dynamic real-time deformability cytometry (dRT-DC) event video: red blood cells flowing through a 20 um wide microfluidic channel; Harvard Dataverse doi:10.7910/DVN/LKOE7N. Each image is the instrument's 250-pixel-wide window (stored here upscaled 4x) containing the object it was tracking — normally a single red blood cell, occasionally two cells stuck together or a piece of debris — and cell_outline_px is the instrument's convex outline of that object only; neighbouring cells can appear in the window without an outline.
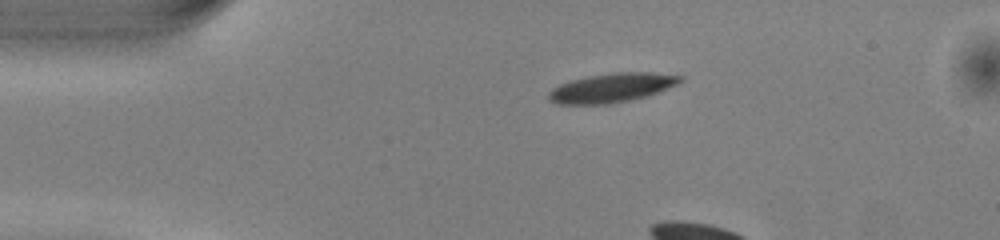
{"species": "common noctule bat (a hibernating species)", "species_latin": "Nyctalus noctula", "temperature_condition": "warm", "stored_images_in_passage": 6, "camera_frame_rate_fps": 3000, "um_per_image_px": 0.085, "animal": {"sex": "male", "body_mass_g": 13.0, "forearm_length_mm": 53.1}, "frame": {"image": 1, "passage_image": 1, "time_ms": 0.0, "image_size_px": [1000, 240], "cell_outline_px": [[684, 80], [676, 84], [656, 92], [644, 96], [604, 104], [556, 104], [548, 100], [548, 92], [552, 88], [568, 80], [588, 76], [616, 72], [652, 72], [684, 76]], "centroid_in_image_um": [51.94, 7.44], "position_along_channel_um": 33.1, "area_um2": 22.08}}